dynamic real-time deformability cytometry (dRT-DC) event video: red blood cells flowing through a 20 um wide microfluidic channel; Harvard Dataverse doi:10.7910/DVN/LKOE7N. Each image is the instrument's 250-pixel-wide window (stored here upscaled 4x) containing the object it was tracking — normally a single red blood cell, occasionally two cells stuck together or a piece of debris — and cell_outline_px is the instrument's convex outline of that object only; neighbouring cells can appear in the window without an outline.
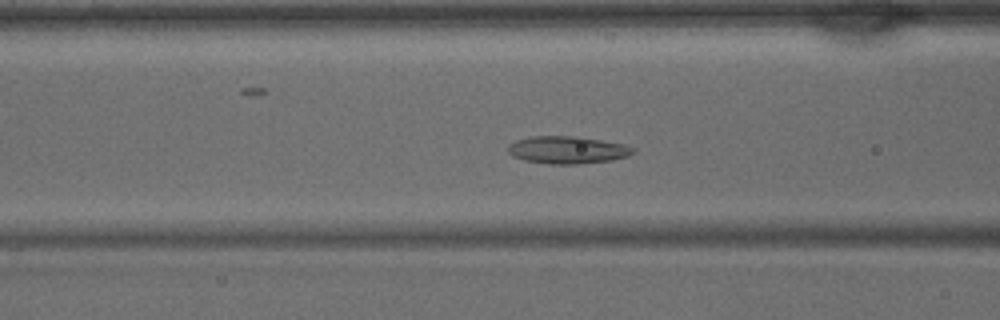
{"species": "common noctule bat (a hibernating species)", "species_latin": "Nyctalus noctula", "temperature_condition": "warm", "stored_images_in_passage": 42, "camera_frame_rate_fps": 3000, "um_per_image_px": 0.085, "animal": {"sex": "male", "body_mass_g": 15.6}, "frame": {"image": 1, "passage_image": 17, "time_ms": 5.333, "image_size_px": [1000, 320], "cell_outline_px": [[636, 152], [628, 156], [612, 160], [576, 164], [548, 164], [524, 160], [512, 156], [508, 152], [508, 144], [516, 140], [532, 136], [576, 136], [624, 144], [636, 148]], "centroid_in_image_um": [48.24, 12.74], "position_along_channel_um": 118.4, "area_um2": 20.11}}
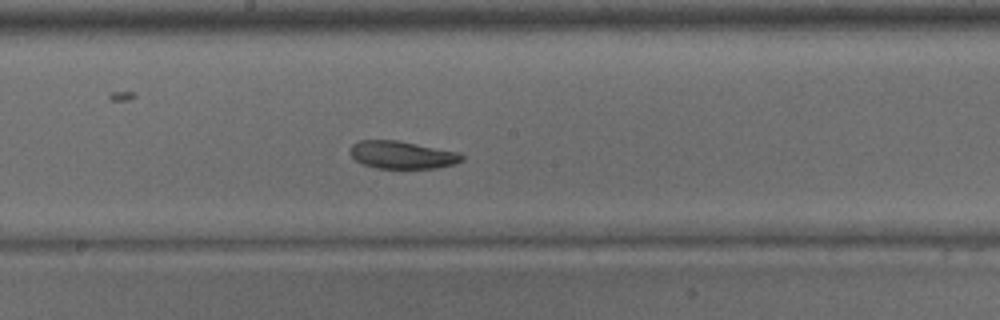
{"frame": {"image": 2, "passage_image": 23, "time_ms": 7.333, "image_size_px": [1000, 320], "cell_outline_px": [[464, 160], [452, 164], [436, 168], [376, 168], [364, 164], [356, 160], [348, 152], [352, 144], [360, 140], [396, 140], [460, 152], [464, 156]], "centroid_in_image_um": [34.18, 13.16], "position_along_channel_um": 214.0, "area_um2": 17.98}}
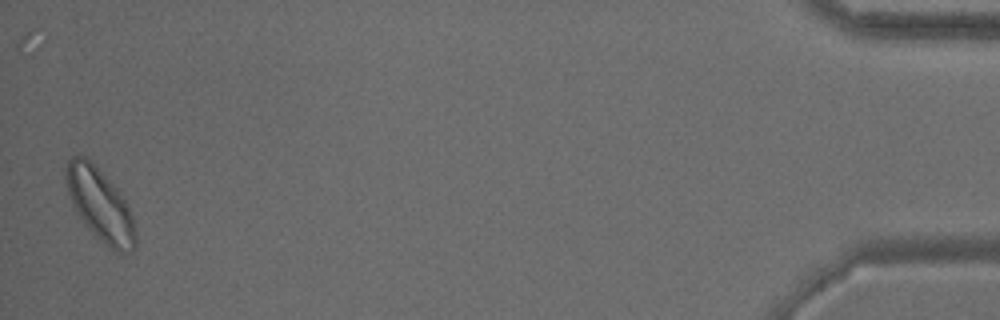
{"frame": {"image": 3, "passage_image": 42, "time_ms": 13.667, "image_size_px": [1000, 320], "cell_outline_px": [[136, 248], [120, 256], [112, 252], [88, 228], [80, 216], [68, 192], [64, 176], [64, 168], [68, 160], [72, 156], [84, 156], [116, 188], [124, 200], [132, 216], [136, 232]], "centroid_in_image_um": [8.52, 17.48], "position_along_channel_um": 426.7, "area_um2": 28.96}}